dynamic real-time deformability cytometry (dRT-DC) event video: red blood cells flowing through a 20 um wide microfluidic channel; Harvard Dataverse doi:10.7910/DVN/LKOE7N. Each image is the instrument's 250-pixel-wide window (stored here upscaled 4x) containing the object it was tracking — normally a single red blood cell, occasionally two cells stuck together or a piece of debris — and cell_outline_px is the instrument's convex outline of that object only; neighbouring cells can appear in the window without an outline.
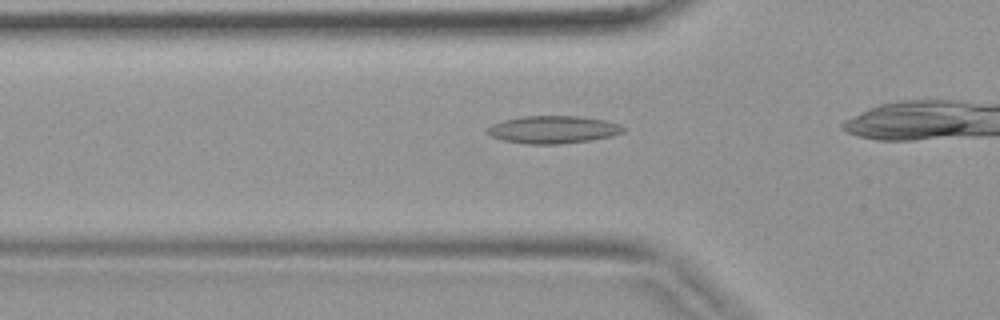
{"species": "common noctule bat (a hibernating species)", "species_latin": "Nyctalus noctula", "temperature_condition": "warm", "stored_images_in_passage": 9, "camera_frame_rate_fps": 3000, "um_per_image_px": 0.085, "animal": {"sex": "female", "body_mass_g": 19.9}, "frame": {"image": 1, "passage_image": 3, "time_ms": 0.667, "image_size_px": [1000, 320], "cell_outline_px": [[624, 132], [612, 136], [588, 140], [560, 144], [528, 144], [504, 140], [488, 136], [484, 132], [484, 128], [492, 124], [504, 120], [520, 116], [580, 116], [608, 120], [620, 124], [624, 128]], "centroid_in_image_um": [46.97, 11.01], "position_along_channel_um": 78.8, "area_um2": 22.14}}
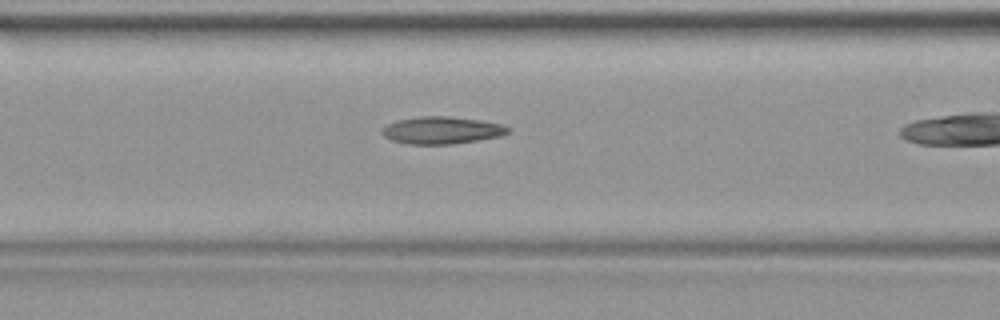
{"frame": {"image": 2, "passage_image": 6, "time_ms": 1.667, "image_size_px": [1000, 320], "cell_outline_px": [[512, 132], [500, 136], [452, 144], [408, 144], [392, 140], [384, 136], [380, 132], [388, 124], [396, 120], [420, 116], [448, 116], [480, 120], [500, 124], [512, 128]], "centroid_in_image_um": [37.57, 11.07], "position_along_channel_um": 129.0, "area_um2": 20.0}}
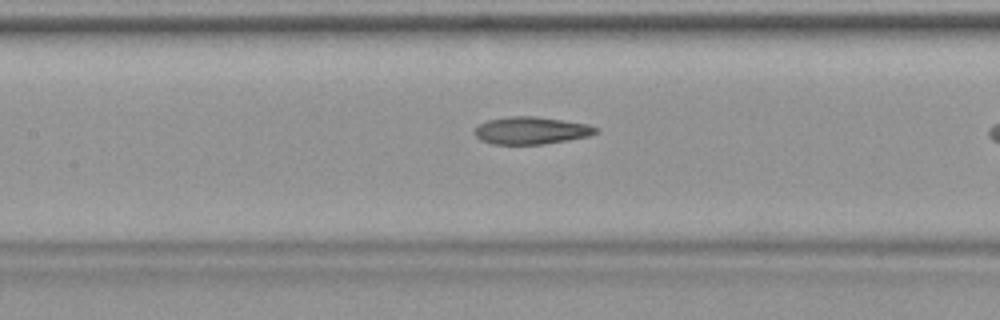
{"frame": {"image": 3, "passage_image": 8, "time_ms": 2.333, "image_size_px": [1000, 320], "cell_outline_px": [[600, 132], [588, 136], [568, 140], [544, 144], [492, 144], [480, 140], [476, 136], [476, 128], [480, 124], [488, 120], [508, 116], [536, 116], [588, 124], [600, 128]], "centroid_in_image_um": [45.2, 11.09], "position_along_channel_um": 162.2, "area_um2": 19.36}}